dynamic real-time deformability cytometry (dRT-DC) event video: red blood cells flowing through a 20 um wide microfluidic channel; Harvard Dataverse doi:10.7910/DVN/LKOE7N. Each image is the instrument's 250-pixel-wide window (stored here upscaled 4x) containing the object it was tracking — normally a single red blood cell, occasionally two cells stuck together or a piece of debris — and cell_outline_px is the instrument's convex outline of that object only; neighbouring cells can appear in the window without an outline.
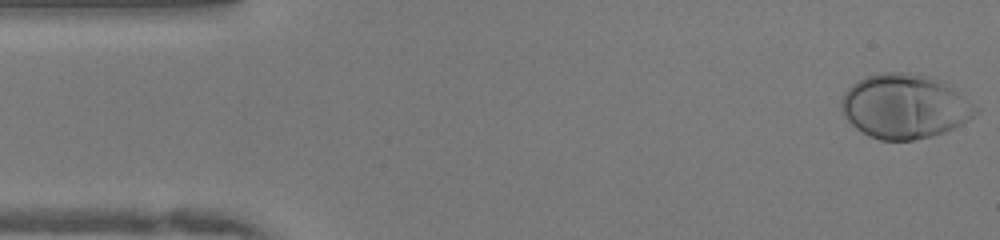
{"species": "human", "species_latin": "Homo sapiens", "temperature_condition": "warm", "stored_images_in_passage": 37, "camera_frame_rate_fps": 3000, "um_per_image_px": 0.085, "donor": {"sex": "female"}, "frame": {"image": 1, "passage_image": 1, "time_ms": 0.0, "image_size_px": [1000, 240], "cell_outline_px": [[980, 112], [968, 120], [944, 132], [932, 136], [912, 140], [880, 140], [868, 136], [856, 128], [840, 112], [840, 100], [844, 92], [852, 84], [864, 76], [880, 72], [904, 72], [928, 76], [944, 80], [980, 108]], "centroid_in_image_um": [76.89, 9.02], "position_along_channel_um": 8.1, "area_um2": 50.98}}
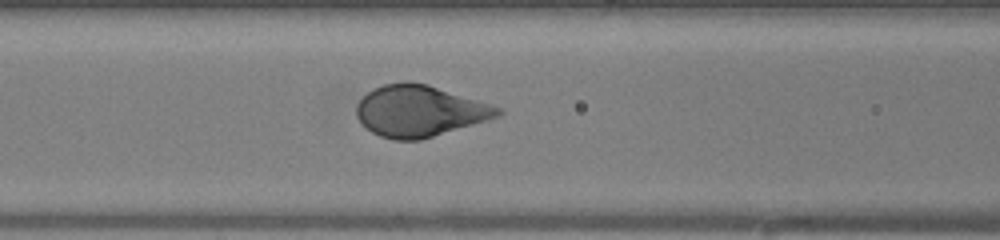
{"frame": {"image": 2, "passage_image": 19, "time_ms": 6.0, "image_size_px": [1000, 240], "cell_outline_px": [[504, 112], [500, 116], [488, 120], [420, 140], [392, 140], [380, 136], [372, 132], [356, 116], [356, 104], [372, 88], [384, 84], [408, 80], [428, 84], [504, 108]], "centroid_in_image_um": [35.69, 9.42], "position_along_channel_um": 130.9, "area_um2": 42.43}}
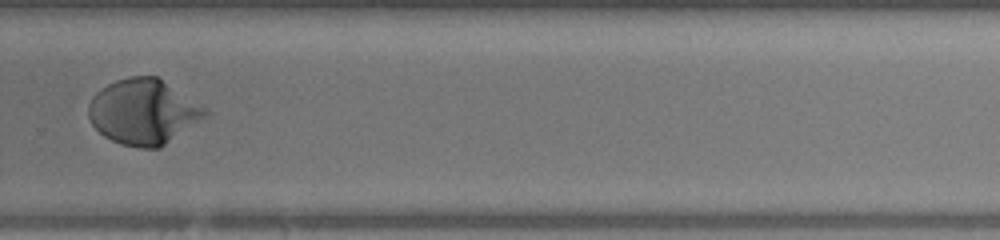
{"frame": {"image": 3, "passage_image": 33, "time_ms": 10.667, "image_size_px": [1000, 240], "cell_outline_px": [[212, 112], [160, 148], [140, 148], [120, 144], [104, 136], [92, 124], [88, 116], [88, 104], [92, 96], [100, 88], [116, 80], [128, 76], [156, 76], [208, 108]], "centroid_in_image_um": [12.19, 9.5], "position_along_channel_um": 317.6, "area_um2": 44.45}, "authors_computed_cell_mechanics": {"area_um2": 43.8702, "velocity_mm_per_s": 4.0098, "shape_relaxation_time_tau1_ms": 2.4136, "shape_relaxation_time_tau2_ms": null, "deformation_change_tau1": 0.1945, "deformation_change_tau2": null}}